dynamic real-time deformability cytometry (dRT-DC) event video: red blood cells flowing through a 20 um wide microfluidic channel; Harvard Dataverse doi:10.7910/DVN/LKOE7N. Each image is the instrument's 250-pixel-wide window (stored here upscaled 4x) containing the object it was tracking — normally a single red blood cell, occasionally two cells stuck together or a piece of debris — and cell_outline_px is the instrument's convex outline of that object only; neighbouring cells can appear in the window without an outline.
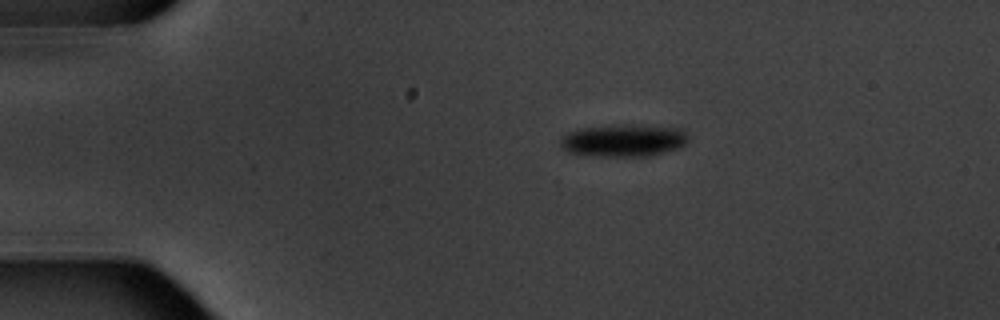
{"species": "common noctule bat (a hibernating species)", "species_latin": "Nyctalus noctula", "temperature_condition": "warm", "stored_images_in_passage": 4, "camera_frame_rate_fps": 3000, "um_per_image_px": 0.085, "animal": {"sex": "male", "body_mass_g": 20.1, "forearm_length_mm": 53.5}, "frame": {"image": 1, "passage_image": 3, "time_ms": 2.667, "image_size_px": [1000, 320], "cell_outline_px": [[688, 140], [680, 148], [648, 156], [596, 156], [568, 152], [560, 148], [560, 136], [568, 132], [580, 128], [620, 124], [632, 124], [680, 128], [688, 136]], "centroid_in_image_um": [52.97, 11.93], "position_along_channel_um": 32.0, "area_um2": 24.39}}